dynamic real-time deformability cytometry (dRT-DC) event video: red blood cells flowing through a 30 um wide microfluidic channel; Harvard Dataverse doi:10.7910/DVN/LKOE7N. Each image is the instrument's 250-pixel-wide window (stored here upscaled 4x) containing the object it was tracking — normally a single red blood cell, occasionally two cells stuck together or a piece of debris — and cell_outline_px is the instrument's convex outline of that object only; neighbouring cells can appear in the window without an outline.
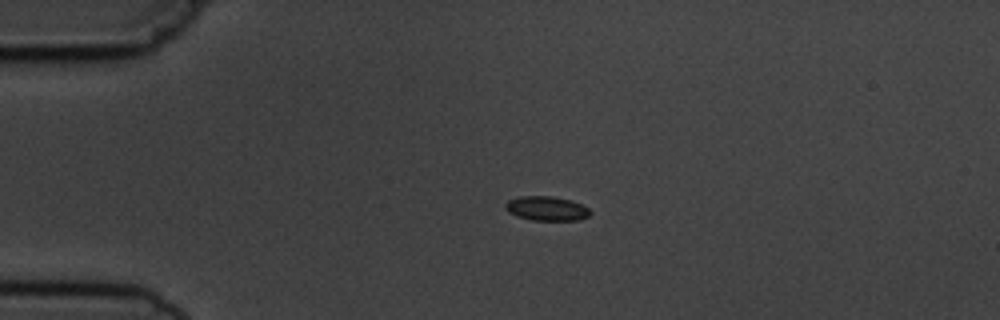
{"species": "common noctule bat (a hibernating species)", "species_latin": "Nyctalus noctula", "temperature_condition": "cold", "stored_images_in_passage": 2, "camera_frame_rate_fps": 3000, "um_per_image_px": 0.085, "animal": {"sex": "male", "body_mass_g": 19.5, "forearm_length_mm": 54.6}, "frame": {"image": 1, "passage_image": 1, "time_ms": 0.0, "image_size_px": [1000, 320], "cell_outline_px": [[592, 212], [588, 216], [580, 220], [532, 220], [516, 216], [508, 212], [504, 208], [504, 204], [508, 200], [520, 196], [552, 196], [572, 200], [588, 208]], "centroid_in_image_um": [46.44, 17.72], "position_along_channel_um": 38.6, "area_um2": 12.14}}